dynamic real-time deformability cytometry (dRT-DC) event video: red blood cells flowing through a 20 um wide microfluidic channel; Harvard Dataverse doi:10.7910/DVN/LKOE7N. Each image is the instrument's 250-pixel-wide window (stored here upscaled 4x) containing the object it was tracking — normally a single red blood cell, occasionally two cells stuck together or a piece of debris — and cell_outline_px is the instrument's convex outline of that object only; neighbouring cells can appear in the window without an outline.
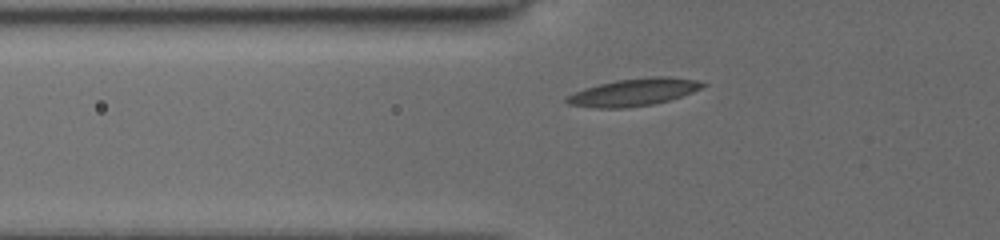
{"species": "common noctule bat (a hibernating species)", "species_latin": "Nyctalus noctula", "temperature_condition": "cold", "stored_images_in_passage": 17, "camera_frame_rate_fps": 3000, "um_per_image_px": 0.085, "animal": {"sex": "female", "body_mass_g": 19.5, "forearm_length_mm": 54.1}, "frame": {"image": 1, "passage_image": 9, "time_ms": 3.333, "image_size_px": [1000, 240], "cell_outline_px": [[708, 84], [692, 92], [668, 100], [652, 104], [628, 108], [592, 108], [568, 104], [564, 100], [564, 96], [584, 88], [616, 80], [652, 76], [668, 76], [696, 80]], "centroid_in_image_um": [53.81, 7.84], "position_along_channel_um": 72.0, "area_um2": 21.73}}
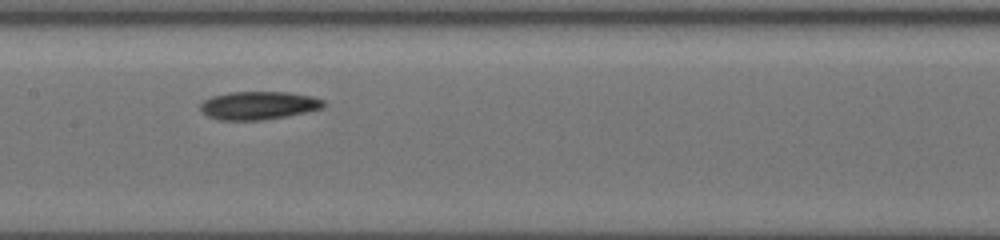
{"frame": {"image": 2, "passage_image": 14, "time_ms": 6.333, "image_size_px": [1000, 240], "cell_outline_px": [[324, 108], [288, 116], [264, 120], [216, 120], [208, 116], [200, 108], [200, 104], [204, 100], [212, 96], [228, 92], [288, 92], [312, 96], [324, 100]], "centroid_in_image_um": [21.98, 8.96], "position_along_channel_um": 185.4, "area_um2": 20.35}}
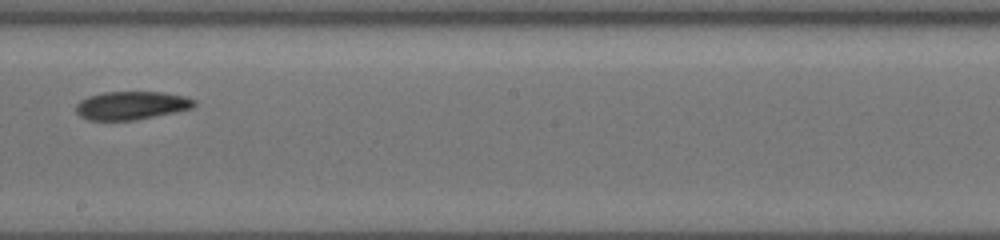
{"frame": {"image": 3, "passage_image": 16, "time_ms": 7.667, "image_size_px": [1000, 240], "cell_outline_px": [[196, 104], [192, 108], [176, 112], [132, 120], [88, 120], [80, 116], [76, 112], [76, 104], [80, 100], [88, 96], [104, 92], [160, 92], [184, 96], [196, 100]], "centroid_in_image_um": [11.15, 8.96], "position_along_channel_um": 237.0, "area_um2": 19.42}}